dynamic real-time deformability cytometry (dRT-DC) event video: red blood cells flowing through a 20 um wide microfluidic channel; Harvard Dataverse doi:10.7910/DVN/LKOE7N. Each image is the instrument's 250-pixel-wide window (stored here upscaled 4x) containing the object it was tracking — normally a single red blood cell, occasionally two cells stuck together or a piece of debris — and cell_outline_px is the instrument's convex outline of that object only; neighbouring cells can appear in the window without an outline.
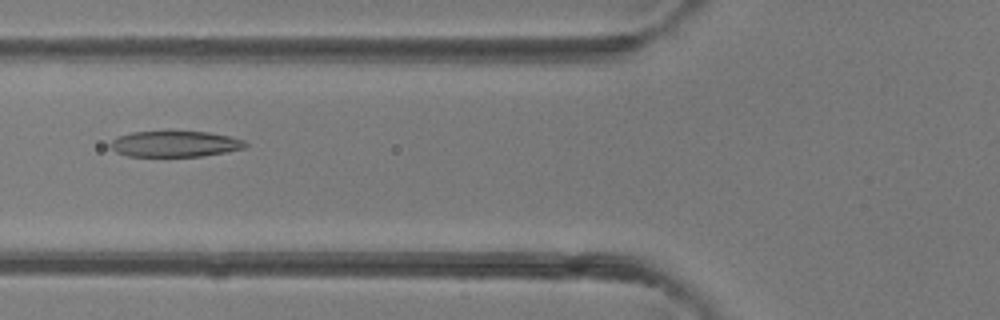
{"species": "common noctule bat (a hibernating species)", "species_latin": "Nyctalus noctula", "temperature_condition": "room temperature", "stored_images_in_passage": 5, "camera_frame_rate_fps": 3000, "um_per_image_px": 0.085, "animal": {"sex": "female"}, "frame": {"image": 1, "passage_image": 5, "time_ms": 4.667, "image_size_px": [1000, 320], "cell_outline_px": [[248, 144], [244, 148], [224, 152], [200, 156], [128, 156], [116, 152], [108, 144], [116, 136], [132, 132], [208, 132], [228, 136], [244, 140]], "centroid_in_image_um": [14.83, 12.23], "position_along_channel_um": 111.0, "area_um2": 20.17}}